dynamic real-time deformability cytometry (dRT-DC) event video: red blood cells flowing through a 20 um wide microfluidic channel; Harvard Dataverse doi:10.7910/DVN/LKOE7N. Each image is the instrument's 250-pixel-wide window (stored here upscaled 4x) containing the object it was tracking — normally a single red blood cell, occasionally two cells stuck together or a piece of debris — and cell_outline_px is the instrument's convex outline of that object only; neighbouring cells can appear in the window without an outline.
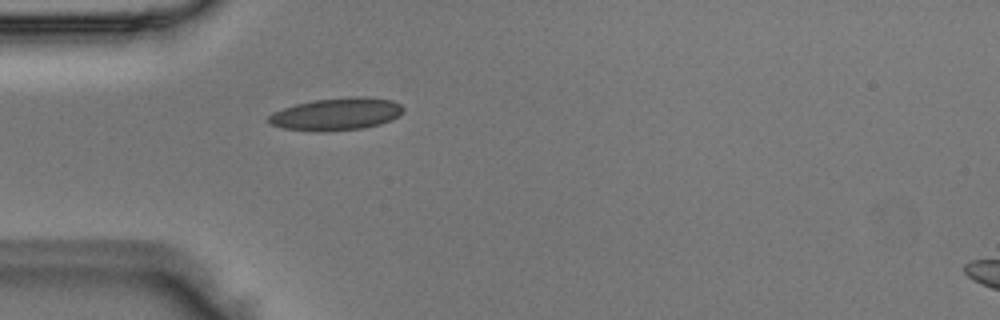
{"species": "Egyptian fruit bat (a non-hibernating species)", "species_latin": "Rousettus aegyptiacus", "temperature_condition": "room temperature", "stored_images_in_passage": 2, "camera_frame_rate_fps": 3000, "um_per_image_px": 0.085, "animal": {"sex": "male"}, "frame": {"image": 1, "passage_image": 2, "time_ms": 0.333, "image_size_px": [1000, 320], "cell_outline_px": [[404, 112], [392, 120], [380, 124], [364, 128], [328, 132], [316, 132], [284, 128], [272, 124], [268, 120], [268, 116], [272, 112], [296, 104], [316, 100], [348, 96], [368, 96], [392, 100], [400, 104], [404, 108]], "centroid_in_image_um": [28.64, 9.69], "position_along_channel_um": 56.4, "area_um2": 25.72}}